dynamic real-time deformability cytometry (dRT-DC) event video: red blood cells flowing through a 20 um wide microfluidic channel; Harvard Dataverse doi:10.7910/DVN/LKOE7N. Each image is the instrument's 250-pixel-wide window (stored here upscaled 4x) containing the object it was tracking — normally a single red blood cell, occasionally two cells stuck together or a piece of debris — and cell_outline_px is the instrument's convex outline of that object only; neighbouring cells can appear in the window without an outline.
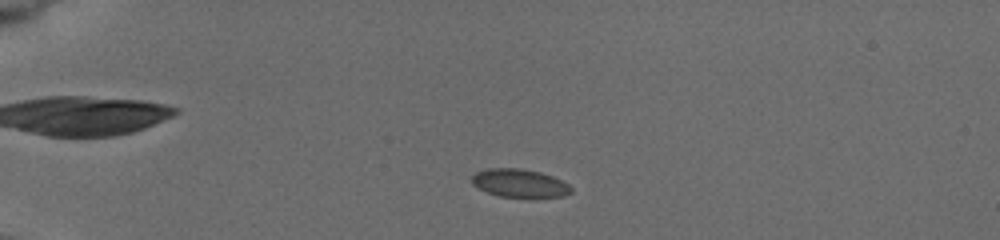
{"species": "common noctule bat (a hibernating species)", "species_latin": "Nyctalus noctula", "temperature_condition": "cold", "stored_images_in_passage": 57, "camera_frame_rate_fps": 3000, "um_per_image_px": 0.085, "animal": {"sex": "female", "body_mass_g": 19.5, "forearm_length_mm": 54.1}, "frame": {"image": 1, "passage_image": 8, "time_ms": 2.333, "image_size_px": [1000, 240], "cell_outline_px": [[572, 192], [564, 196], [500, 196], [488, 192], [472, 184], [472, 176], [476, 172], [488, 168], [520, 168], [540, 172], [552, 176], [568, 184], [572, 188]], "centroid_in_image_um": [44.16, 15.55], "position_along_channel_um": 40.8, "area_um2": 15.95}}
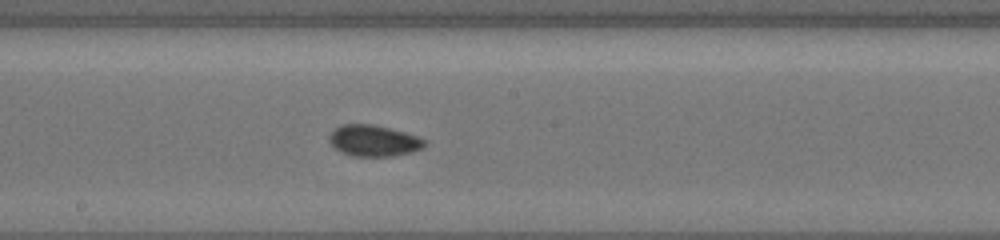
{"frame": {"image": 2, "passage_image": 27, "time_ms": 8.333, "image_size_px": [1000, 240], "cell_outline_px": [[428, 144], [424, 148], [412, 152], [392, 156], [352, 156], [340, 152], [328, 140], [328, 136], [340, 124], [372, 124], [404, 132], [428, 140]], "centroid_in_image_um": [31.79, 11.96], "position_along_channel_um": 216.4, "area_um2": 17.46}}
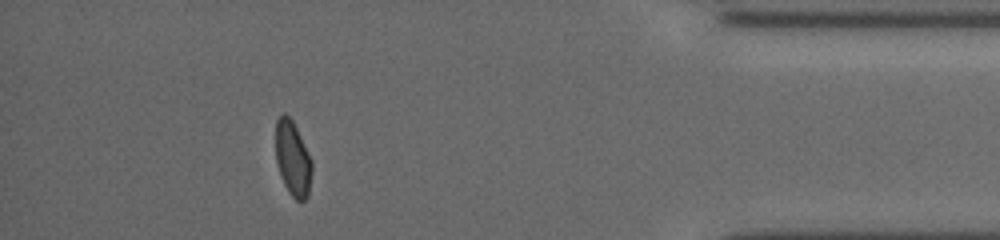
{"frame": {"image": 3, "passage_image": 50, "time_ms": 14.333, "image_size_px": [1000, 240], "cell_outline_px": [[312, 172], [308, 196], [304, 200], [296, 200], [288, 192], [280, 176], [276, 160], [276, 120], [284, 112], [292, 120], [312, 160]], "centroid_in_image_um": [24.88, 13.5], "position_along_channel_um": 410.3, "area_um2": 15.78}, "authors_computed_cell_mechanics": {"area_um2": 16.5886, "velocity_mm_per_s": 3.8563, "shape_relaxation_time_tau1_ms": 10.3893, "shape_relaxation_time_tau2_ms": 2.4501, "deformation_change_tau1": 0.1331, "deformation_change_tau2": 0.0408}}